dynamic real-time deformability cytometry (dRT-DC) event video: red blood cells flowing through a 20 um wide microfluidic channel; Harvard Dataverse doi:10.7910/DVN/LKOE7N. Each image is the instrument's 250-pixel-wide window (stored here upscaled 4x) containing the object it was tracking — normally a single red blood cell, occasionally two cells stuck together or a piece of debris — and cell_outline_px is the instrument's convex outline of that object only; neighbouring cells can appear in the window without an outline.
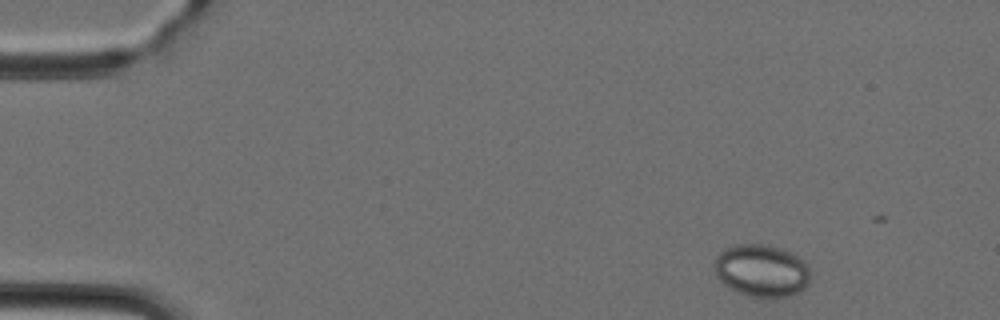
{"species": "Egyptian fruit bat (a non-hibernating species)", "species_latin": "Rousettus aegyptiacus", "temperature_condition": "cold", "stored_images_in_passage": 10, "camera_frame_rate_fps": 3000, "um_per_image_px": 0.085, "animal": {"sex": "female"}, "frame": {"image": 1, "passage_image": 3, "time_ms": 0.667, "image_size_px": [1000, 320], "cell_outline_px": [[808, 284], [800, 292], [792, 296], [772, 300], [748, 296], [736, 292], [728, 288], [716, 276], [716, 256], [724, 248], [736, 244], [760, 244], [780, 248], [804, 260], [808, 264]], "centroid_in_image_um": [64.74, 23.05], "position_along_channel_um": 20.3, "area_um2": 29.71}}